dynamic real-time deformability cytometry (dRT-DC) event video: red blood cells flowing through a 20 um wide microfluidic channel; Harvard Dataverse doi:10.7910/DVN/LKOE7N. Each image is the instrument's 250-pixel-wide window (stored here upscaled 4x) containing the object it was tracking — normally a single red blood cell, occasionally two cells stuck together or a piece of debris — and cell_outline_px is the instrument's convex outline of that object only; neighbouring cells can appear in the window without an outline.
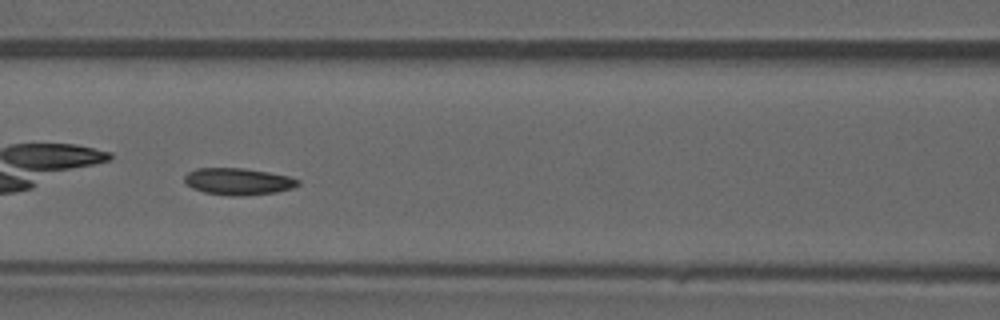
{"species": "common noctule bat (a hibernating species)", "species_latin": "Nyctalus noctula", "temperature_condition": "warm", "stored_images_in_passage": 33, "camera_frame_rate_fps": 3000, "um_per_image_px": 0.085, "animal": {"sex": "male", "forearm_length_mm": 52.5}, "frame": {"image": 1, "passage_image": 6, "time_ms": 1.667, "image_size_px": [1000, 320], "cell_outline_px": [[300, 184], [292, 188], [276, 192], [240, 196], [232, 196], [204, 192], [192, 188], [184, 180], [184, 176], [188, 172], [196, 168], [244, 168], [268, 172], [288, 176], [300, 180]], "centroid_in_image_um": [20.24, 15.42], "position_along_channel_um": 146.4, "area_um2": 17.69}}